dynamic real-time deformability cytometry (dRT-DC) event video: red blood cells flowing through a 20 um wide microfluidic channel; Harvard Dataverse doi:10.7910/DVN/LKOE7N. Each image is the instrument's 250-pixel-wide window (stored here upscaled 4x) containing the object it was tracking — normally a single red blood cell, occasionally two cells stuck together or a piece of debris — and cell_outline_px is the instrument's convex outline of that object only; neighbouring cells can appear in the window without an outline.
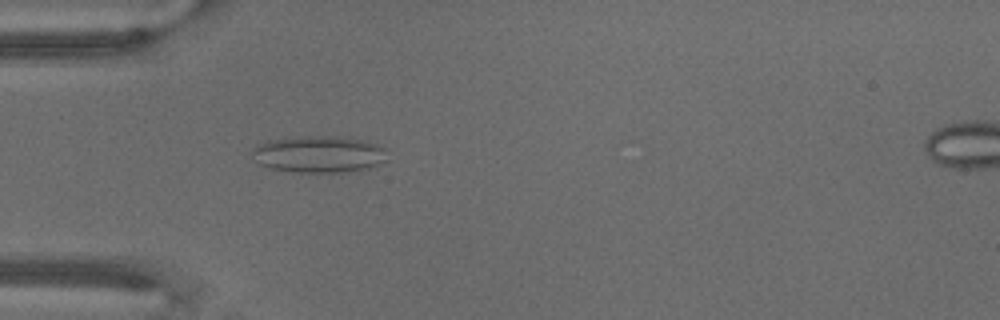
{"species": "common noctule bat (a hibernating species)", "species_latin": "Nyctalus noctula", "temperature_condition": "warm", "stored_images_in_passage": 69, "camera_frame_rate_fps": 3000, "um_per_image_px": 0.085, "animal": {"sex": "male", "body_mass_g": 18.8}, "frame": {"image": 1, "passage_image": 21, "time_ms": 6.667, "image_size_px": [1000, 320], "cell_outline_px": [[388, 160], [368, 168], [348, 172], [300, 172], [272, 168], [260, 164], [248, 152], [252, 148], [268, 140], [300, 136], [340, 136], [368, 140], [384, 148]], "centroid_in_image_um": [27.12, 13.09], "position_along_channel_um": 57.9, "area_um2": 29.19}}
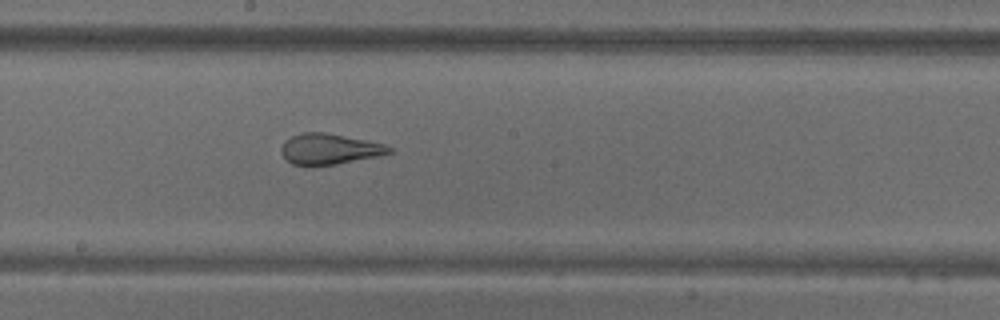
{"frame": {"image": 2, "passage_image": 38, "time_ms": 12.333, "image_size_px": [1000, 320], "cell_outline_px": [[396, 152], [336, 164], [292, 164], [280, 152], [280, 148], [284, 140], [300, 132], [324, 132], [384, 144], [392, 148]], "centroid_in_image_um": [27.99, 12.64], "position_along_channel_um": 220.2, "area_um2": 18.96}}
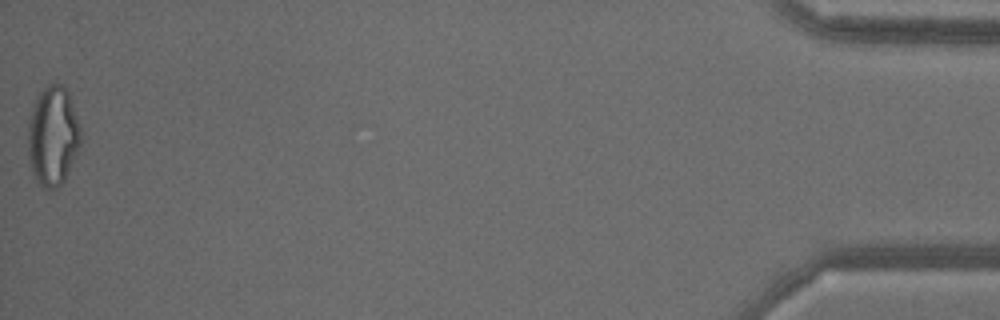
{"frame": {"image": 3, "passage_image": 69, "time_ms": 22.667, "image_size_px": [1000, 320], "cell_outline_px": [[80, 144], [64, 180], [56, 188], [40, 188], [32, 172], [28, 160], [28, 120], [36, 96], [52, 80], [60, 84], [68, 92], [80, 124]], "centroid_in_image_um": [4.46, 11.53], "position_along_channel_um": 430.7, "area_um2": 30.69}}